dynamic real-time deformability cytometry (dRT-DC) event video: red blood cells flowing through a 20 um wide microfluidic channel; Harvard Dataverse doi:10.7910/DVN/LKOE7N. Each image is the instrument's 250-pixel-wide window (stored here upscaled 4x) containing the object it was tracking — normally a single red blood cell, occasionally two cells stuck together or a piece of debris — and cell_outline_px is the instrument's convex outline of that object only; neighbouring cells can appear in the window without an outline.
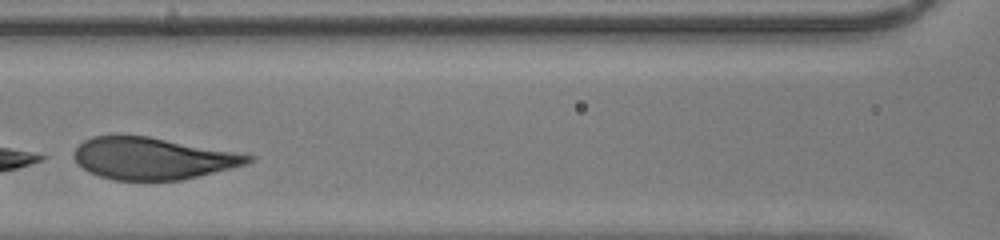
{"species": "human", "species_latin": "Homo sapiens", "temperature_condition": "room temperature", "stored_images_in_passage": 26, "camera_frame_rate_fps": 3000, "um_per_image_px": 0.085, "donor": {"sex": "male"}, "frame": {"image": 1, "passage_image": 9, "time_ms": 2.667, "image_size_px": [1000, 240], "cell_outline_px": [[256, 156], [252, 160], [244, 164], [180, 180], [112, 180], [88, 172], [76, 164], [72, 156], [72, 152], [84, 140], [92, 136], [148, 136]], "centroid_in_image_um": [12.87, 13.47], "position_along_channel_um": 153.7, "area_um2": 42.02}}
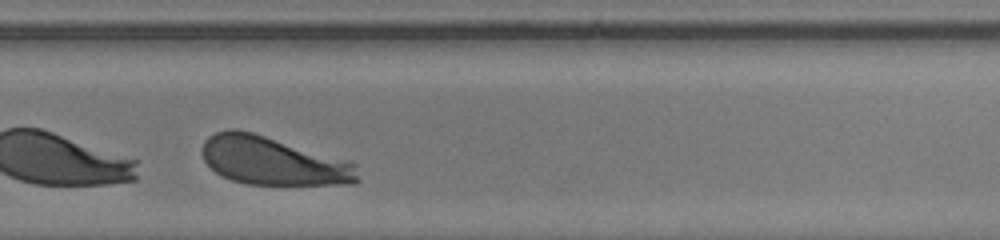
{"frame": {"image": 2, "passage_image": 20, "time_ms": 6.333, "image_size_px": [1000, 240], "cell_outline_px": [[360, 180], [356, 184], [248, 184], [232, 180], [216, 172], [204, 160], [200, 152], [204, 140], [208, 136], [216, 132], [228, 128], [236, 128], [252, 132], [352, 160], [356, 164]], "centroid_in_image_um": [23.24, 13.66], "position_along_channel_um": 306.6, "area_um2": 44.33}}
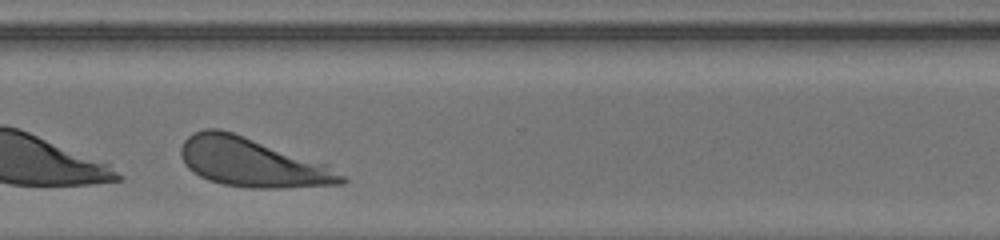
{"frame": {"image": 3, "passage_image": 23, "time_ms": 7.333, "image_size_px": [1000, 240], "cell_outline_px": [[348, 180], [344, 184], [280, 188], [252, 188], [220, 184], [208, 180], [200, 176], [188, 168], [180, 156], [180, 148], [184, 140], [192, 132], [204, 128], [220, 128], [328, 164], [344, 176]], "centroid_in_image_um": [21.42, 13.8], "position_along_channel_um": 349.2, "area_um2": 45.84}, "authors_computed_cell_mechanics": {"area_um2": 44.7083, "velocity_mm_per_s": 4.1706, "shape_relaxation_time_tau1_ms": 1.0611, "shape_relaxation_time_tau2_ms": null, "deformation_change_tau1": 0.2807, "deformation_change_tau2": null}}